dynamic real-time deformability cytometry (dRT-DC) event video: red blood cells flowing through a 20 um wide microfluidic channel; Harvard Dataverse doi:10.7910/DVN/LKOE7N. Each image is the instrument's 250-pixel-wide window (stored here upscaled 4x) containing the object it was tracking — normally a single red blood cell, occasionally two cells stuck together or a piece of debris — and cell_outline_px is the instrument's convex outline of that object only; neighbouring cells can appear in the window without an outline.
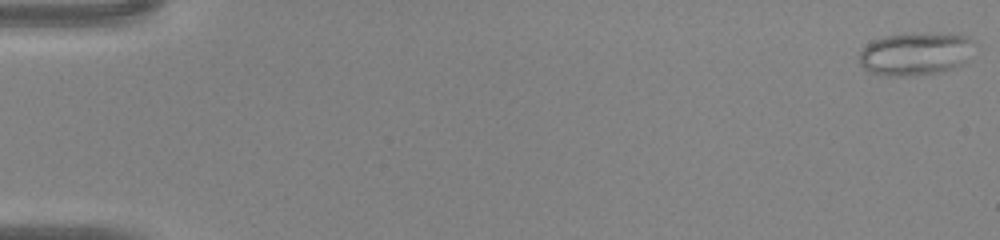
{"species": "common noctule bat (a hibernating species)", "species_latin": "Nyctalus noctula", "temperature_condition": "warm", "stored_images_in_passage": 17, "camera_frame_rate_fps": 3000, "um_per_image_px": 0.085, "animal": {"sex": "male", "body_mass_g": 20.0, "forearm_length_mm": 53.3}, "frame": {"image": 1, "passage_image": 1, "time_ms": 0.0, "image_size_px": [1000, 240], "cell_outline_px": [[972, 40], [968, 64], [956, 68], [940, 72], [916, 76], [884, 76], [872, 72], [864, 68], [860, 64], [860, 52], [872, 40], [884, 36], [928, 32], [968, 36]], "centroid_in_image_um": [77.84, 4.59], "position_along_channel_um": 7.2, "area_um2": 29.07}}